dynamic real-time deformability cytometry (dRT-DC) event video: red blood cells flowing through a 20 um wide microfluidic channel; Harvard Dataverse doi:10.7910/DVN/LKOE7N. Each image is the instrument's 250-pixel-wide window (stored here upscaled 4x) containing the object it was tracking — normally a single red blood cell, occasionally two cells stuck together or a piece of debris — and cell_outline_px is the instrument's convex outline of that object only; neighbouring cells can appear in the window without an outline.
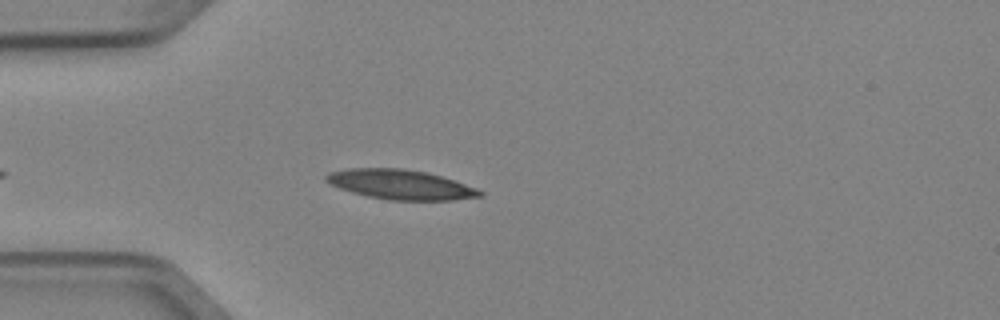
{"species": "Egyptian fruit bat (a non-hibernating species)", "species_latin": "Rousettus aegyptiacus", "temperature_condition": "cold", "stored_images_in_passage": 1, "camera_frame_rate_fps": 3000, "um_per_image_px": 0.085, "animal": {"sex": "female"}, "frame": {"image": 1, "passage_image": 1, "time_ms": 0.0, "image_size_px": [1000, 320], "cell_outline_px": [[484, 196], [452, 200], [388, 200], [368, 196], [352, 192], [340, 188], [324, 180], [324, 176], [328, 172], [348, 168], [404, 168], [428, 172], [476, 188], [484, 192]], "centroid_in_image_um": [34.03, 15.68], "position_along_channel_um": 51.0, "area_um2": 26.59}}